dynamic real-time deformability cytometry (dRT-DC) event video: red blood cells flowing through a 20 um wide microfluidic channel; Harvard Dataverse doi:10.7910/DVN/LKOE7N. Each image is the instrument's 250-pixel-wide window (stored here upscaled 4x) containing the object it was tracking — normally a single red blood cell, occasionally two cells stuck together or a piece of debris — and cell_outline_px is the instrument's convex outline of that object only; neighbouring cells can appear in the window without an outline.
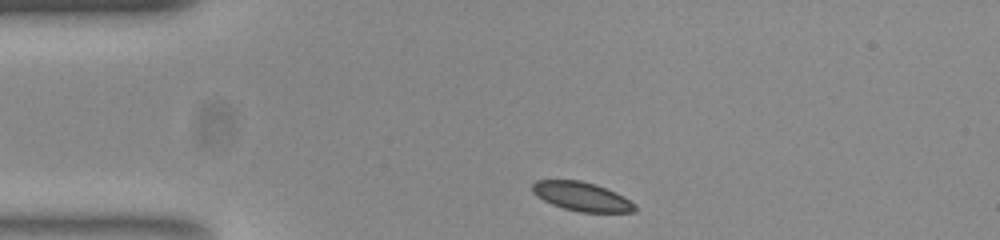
{"species": "common noctule bat (a hibernating species)", "species_latin": "Nyctalus noctula", "temperature_condition": "room temperature", "stored_images_in_passage": 36, "camera_frame_rate_fps": 3000, "um_per_image_px": 0.085, "animal": {"sex": "female", "body_mass_g": 23.0, "forearm_length_mm": 53.4}, "frame": {"image": 1, "passage_image": 1, "time_ms": 0.0, "image_size_px": [1000, 240], "cell_outline_px": [[636, 212], [580, 212], [564, 208], [552, 204], [536, 196], [532, 192], [532, 184], [536, 180], [580, 180], [596, 184], [616, 192], [636, 204]], "centroid_in_image_um": [49.45, 16.7], "position_along_channel_um": 35.5, "area_um2": 17.34}}
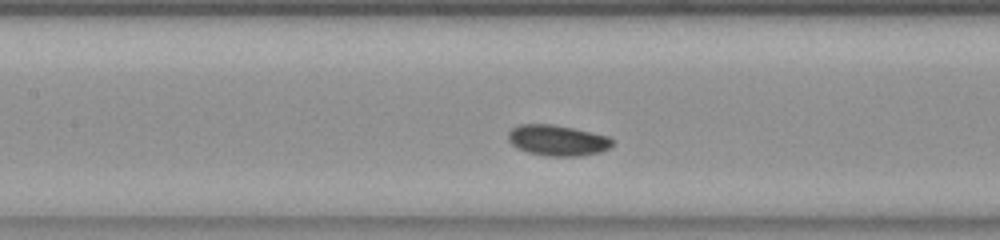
{"frame": {"image": 2, "passage_image": 14, "time_ms": 4.333, "image_size_px": [1000, 240], "cell_outline_px": [[612, 144], [608, 148], [600, 152], [580, 156], [544, 156], [528, 152], [516, 148], [508, 140], [508, 132], [512, 128], [520, 124], [552, 124], [572, 128], [608, 136], [612, 140]], "centroid_in_image_um": [47.34, 11.93], "position_along_channel_um": 160.1, "area_um2": 18.61}}
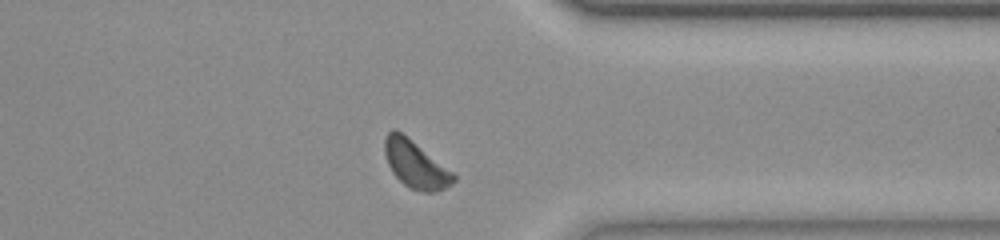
{"frame": {"image": 3, "passage_image": 32, "time_ms": 10.333, "image_size_px": [1000, 240], "cell_outline_px": [[456, 180], [452, 184], [444, 188], [432, 192], [424, 192], [408, 188], [392, 172], [388, 164], [384, 152], [384, 136], [392, 128], [396, 128], [452, 172], [456, 176]], "centroid_in_image_um": [35.28, 13.96], "position_along_channel_um": 376.1, "area_um2": 18.73}, "authors_computed_cell_mechanics": {"area_um2": 18.5249, "velocity_mm_per_s": 3.7172, "shape_relaxation_time_tau1_ms": 3.7452, "shape_relaxation_time_tau2_ms": null, "deformation_change_tau1": 0.0844, "deformation_change_tau2": null}}